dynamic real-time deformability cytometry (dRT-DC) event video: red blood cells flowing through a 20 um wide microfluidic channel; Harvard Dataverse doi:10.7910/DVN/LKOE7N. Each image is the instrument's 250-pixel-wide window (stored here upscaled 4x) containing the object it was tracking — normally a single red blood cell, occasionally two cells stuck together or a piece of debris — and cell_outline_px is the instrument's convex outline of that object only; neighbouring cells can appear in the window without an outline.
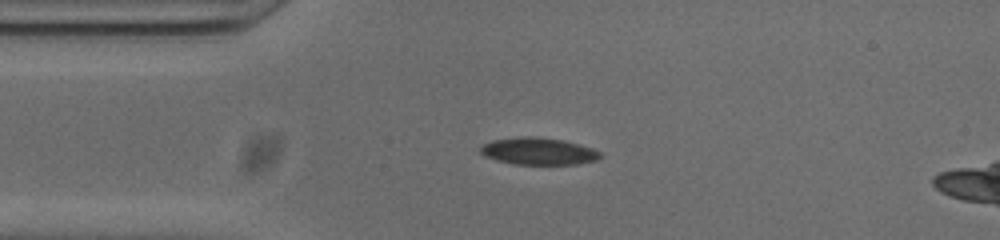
{"species": "common noctule bat (a hibernating species)", "species_latin": "Nyctalus noctula", "temperature_condition": "cold", "stored_images_in_passage": 41, "camera_frame_rate_fps": 3000, "um_per_image_px": 0.085, "animal": {"sex": "male", "body_mass_g": 20.0, "forearm_length_mm": 53.3}, "frame": {"image": 1, "passage_image": 1, "time_ms": 0.0, "image_size_px": [1000, 240], "cell_outline_px": [[600, 156], [596, 160], [576, 164], [512, 164], [496, 160], [484, 156], [480, 152], [480, 148], [484, 144], [492, 140], [528, 136], [532, 136], [564, 140], [592, 148], [600, 152]], "centroid_in_image_um": [45.74, 12.86], "position_along_channel_um": 39.3, "area_um2": 18.73}}
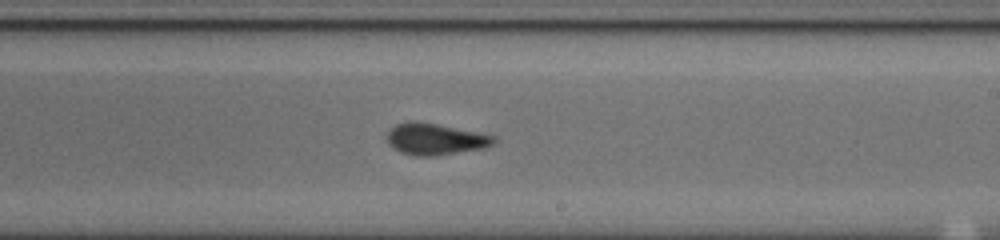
{"frame": {"image": 2, "passage_image": 19, "time_ms": 6.0, "image_size_px": [1000, 240], "cell_outline_px": [[496, 144], [484, 148], [432, 156], [416, 156], [400, 152], [392, 148], [388, 144], [384, 136], [396, 124], [412, 120], [436, 124], [496, 136]], "centroid_in_image_um": [36.96, 11.83], "position_along_channel_um": 252.0, "area_um2": 19.65}}
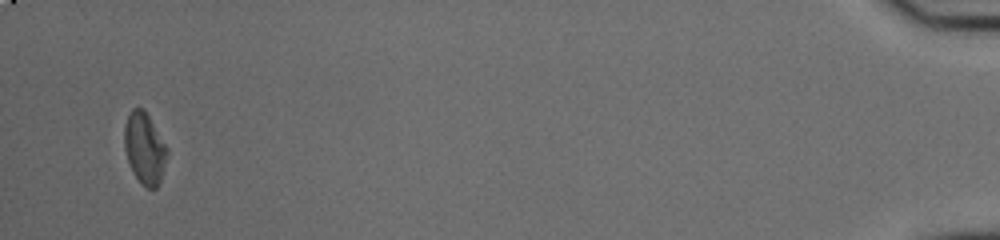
{"frame": {"image": 3, "passage_image": 40, "time_ms": 13.0, "image_size_px": [1000, 240], "cell_outline_px": [[168, 156], [160, 180], [156, 188], [144, 188], [132, 172], [124, 148], [124, 124], [132, 108], [144, 108], [168, 148]], "centroid_in_image_um": [12.29, 12.61], "position_along_channel_um": 422.9, "area_um2": 17.92}, "authors_computed_cell_mechanics": {"area_um2": 19.1318, "velocity_mm_per_s": 3.831, "shape_relaxation_time_tau1_ms": null, "shape_relaxation_time_tau2_ms": 2.4499, "deformation_change_tau1": null, "deformation_change_tau2": 0.0789}}